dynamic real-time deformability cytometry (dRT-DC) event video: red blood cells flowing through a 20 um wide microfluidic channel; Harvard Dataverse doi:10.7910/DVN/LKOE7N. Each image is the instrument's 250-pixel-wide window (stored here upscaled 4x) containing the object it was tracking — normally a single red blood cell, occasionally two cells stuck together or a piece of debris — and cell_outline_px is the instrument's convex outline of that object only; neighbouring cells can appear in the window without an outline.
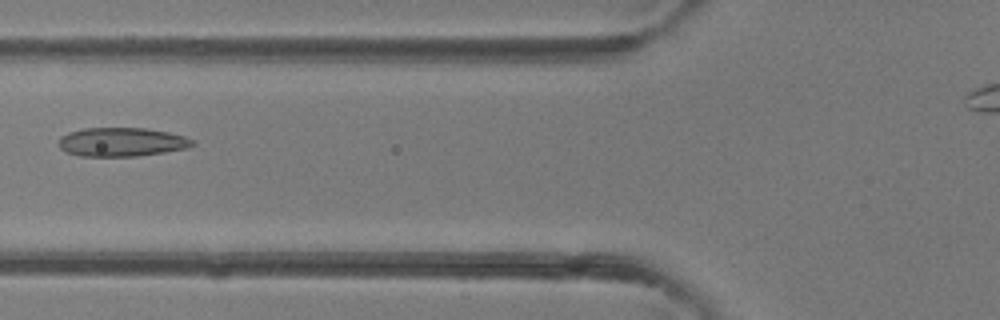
{"species": "common noctule bat (a hibernating species)", "species_latin": "Nyctalus noctula", "temperature_condition": "room temperature", "stored_images_in_passage": 5, "camera_frame_rate_fps": 3000, "um_per_image_px": 0.085, "animal": {"sex": "female"}, "frame": {"image": 1, "passage_image": 5, "time_ms": 5.333, "image_size_px": [1000, 320], "cell_outline_px": [[196, 144], [188, 148], [164, 152], [136, 156], [80, 156], [64, 152], [60, 148], [60, 136], [68, 132], [84, 128], [144, 128], [168, 132], [184, 136], [192, 140]], "centroid_in_image_um": [10.33, 12.07], "position_along_channel_um": 115.5, "area_um2": 22.48}}